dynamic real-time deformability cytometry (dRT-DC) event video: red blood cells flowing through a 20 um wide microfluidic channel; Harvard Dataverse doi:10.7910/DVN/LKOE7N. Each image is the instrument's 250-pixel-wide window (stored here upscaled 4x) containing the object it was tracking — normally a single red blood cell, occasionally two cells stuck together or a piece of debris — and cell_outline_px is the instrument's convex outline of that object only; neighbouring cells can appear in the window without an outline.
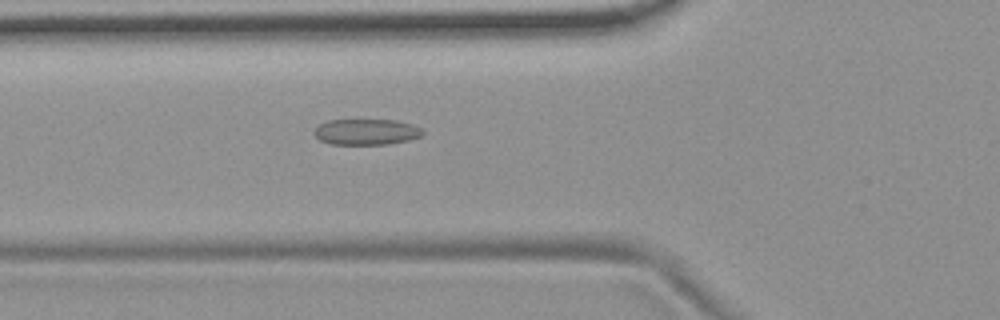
{"species": "common noctule bat (a hibernating species)", "species_latin": "Nyctalus noctula", "temperature_condition": "room temperature", "stored_images_in_passage": 5, "camera_frame_rate_fps": 3000, "um_per_image_px": 0.085, "animal": {"sex": "female", "body_mass_g": 19.9}, "frame": {"image": 1, "passage_image": 5, "time_ms": 5.667, "image_size_px": [1000, 320], "cell_outline_px": [[424, 132], [420, 136], [408, 140], [388, 144], [332, 144], [320, 140], [312, 132], [320, 124], [328, 120], [396, 120], [412, 124], [424, 128]], "centroid_in_image_um": [31.16, 11.2], "position_along_channel_um": 94.6, "area_um2": 16.36}}